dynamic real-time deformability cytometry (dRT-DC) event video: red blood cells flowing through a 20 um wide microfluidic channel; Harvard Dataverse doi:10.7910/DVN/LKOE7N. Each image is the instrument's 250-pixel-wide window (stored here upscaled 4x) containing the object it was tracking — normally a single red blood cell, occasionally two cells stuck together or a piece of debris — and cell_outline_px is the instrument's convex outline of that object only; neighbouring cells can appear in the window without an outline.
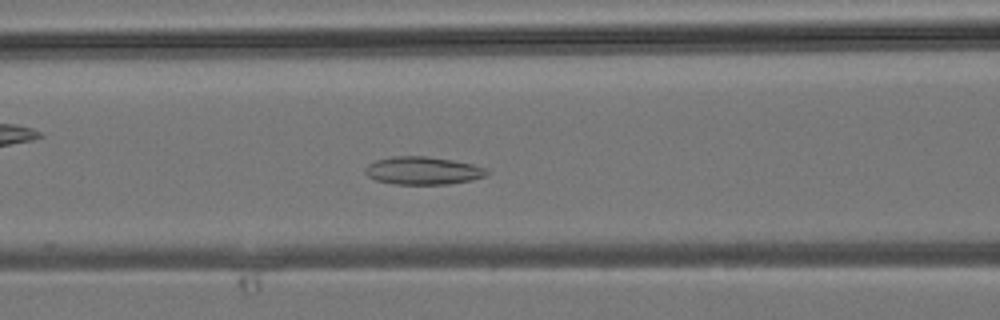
{"species": "common noctule bat (a hibernating species)", "species_latin": "Nyctalus noctula", "temperature_condition": "room temperature", "stored_images_in_passage": 25, "camera_frame_rate_fps": 3000, "um_per_image_px": 0.085, "animal": {"sex": "male", "body_mass_g": 19.2, "forearm_length_mm": 51.8}, "frame": {"image": 1, "passage_image": 9, "time_ms": 2.667, "image_size_px": [1000, 320], "cell_outline_px": [[484, 172], [480, 176], [468, 180], [440, 184], [400, 184], [380, 180], [372, 176], [368, 172], [372, 164], [380, 160], [404, 156], [420, 156], [448, 160], [468, 164], [480, 168]], "centroid_in_image_um": [35.93, 14.51], "position_along_channel_um": 130.7, "area_um2": 17.74}}
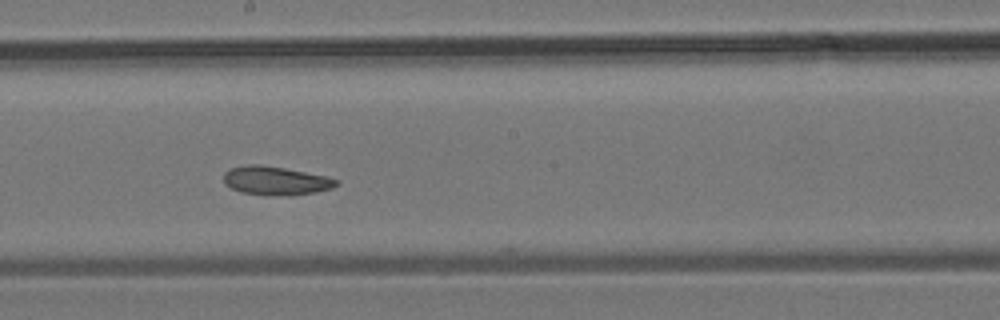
{"frame": {"image": 2, "passage_image": 14, "time_ms": 4.333, "image_size_px": [1000, 320], "cell_outline_px": [[336, 184], [328, 188], [312, 192], [244, 192], [232, 188], [224, 180], [224, 176], [232, 168], [280, 168], [320, 176], [336, 180]], "centroid_in_image_um": [23.42, 15.35], "position_along_channel_um": 224.8, "area_um2": 15.66}}
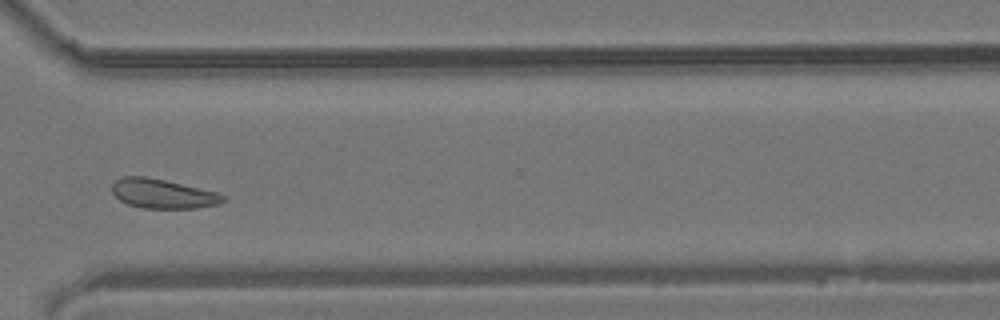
{"frame": {"image": 3, "passage_image": 21, "time_ms": 6.667, "image_size_px": [1000, 320], "cell_outline_px": [[224, 200], [216, 204], [192, 208], [144, 208], [128, 204], [120, 200], [112, 192], [112, 184], [116, 180], [124, 176], [144, 176], [212, 192], [224, 196]], "centroid_in_image_um": [13.72, 16.47], "position_along_channel_um": 356.9, "area_um2": 18.15}}